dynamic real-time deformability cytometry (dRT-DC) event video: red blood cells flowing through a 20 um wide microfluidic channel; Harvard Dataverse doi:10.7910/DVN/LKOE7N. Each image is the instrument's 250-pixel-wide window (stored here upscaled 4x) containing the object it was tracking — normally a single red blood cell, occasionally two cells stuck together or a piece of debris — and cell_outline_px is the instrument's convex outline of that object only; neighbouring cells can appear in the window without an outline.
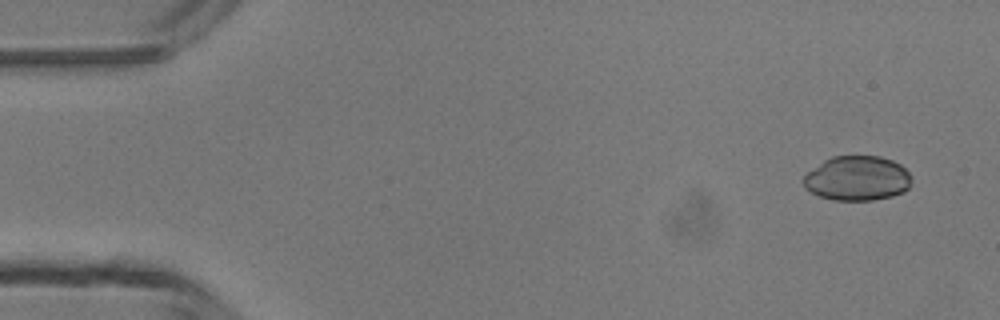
{"species": "common noctule bat (a hibernating species)", "species_latin": "Nyctalus noctula", "temperature_condition": "room temperature", "stored_images_in_passage": 4, "camera_frame_rate_fps": 3000, "um_per_image_px": 0.085, "animal": {"sex": "male", "body_mass_g": 13.3}, "frame": {"image": 1, "passage_image": 1, "time_ms": 0.0, "image_size_px": [1000, 320], "cell_outline_px": [[912, 180], [908, 188], [904, 192], [892, 196], [872, 200], [832, 200], [820, 196], [804, 188], [804, 176], [808, 172], [824, 160], [832, 156], [880, 156], [892, 160], [900, 164], [912, 176]], "centroid_in_image_um": [72.89, 15.16], "position_along_channel_um": 12.1, "area_um2": 28.15}}
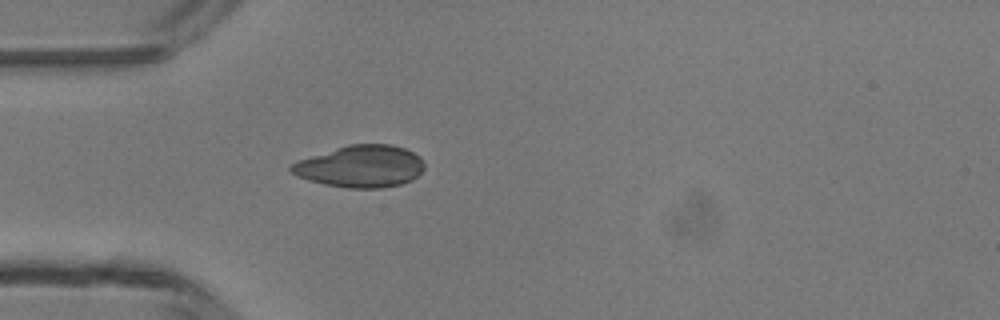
{"frame": {"image": 2, "passage_image": 4, "time_ms": 3.667, "image_size_px": [1000, 320], "cell_outline_px": [[424, 168], [412, 180], [400, 184], [384, 188], [348, 188], [324, 184], [308, 180], [296, 176], [288, 168], [292, 164], [300, 160], [348, 144], [392, 144], [404, 148], [420, 156], [424, 160]], "centroid_in_image_um": [30.68, 14.14], "position_along_channel_um": 54.3, "area_um2": 32.48}}